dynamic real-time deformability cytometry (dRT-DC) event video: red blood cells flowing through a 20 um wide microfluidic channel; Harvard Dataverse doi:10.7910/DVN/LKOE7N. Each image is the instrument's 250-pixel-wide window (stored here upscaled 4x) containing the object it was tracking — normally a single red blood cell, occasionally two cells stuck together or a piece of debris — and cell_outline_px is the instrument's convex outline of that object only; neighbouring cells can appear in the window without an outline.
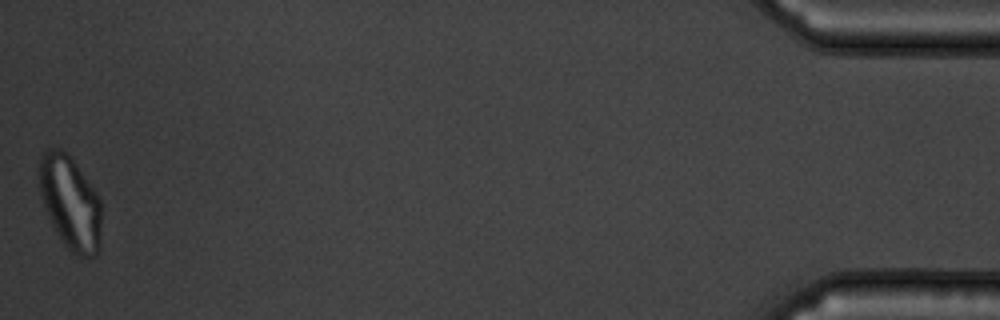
{"species": "common noctule bat (a hibernating species)", "species_latin": "Nyctalus noctula", "temperature_condition": "warm", "stored_images_in_passage": 49, "camera_frame_rate_fps": 3000, "um_per_image_px": 0.085, "animal": {"sex": "male", "body_mass_g": 19.5, "forearm_length_mm": 54.6}, "frame": {"image": 1, "passage_image": 49, "time_ms": 16.0, "image_size_px": [1000, 320], "cell_outline_px": [[100, 248], [96, 256], [76, 256], [64, 244], [56, 232], [44, 208], [40, 192], [40, 156], [48, 148], [60, 148], [68, 152], [96, 192], [100, 200]], "centroid_in_image_um": [5.97, 17.22], "position_along_channel_um": 429.2, "area_um2": 33.81}}